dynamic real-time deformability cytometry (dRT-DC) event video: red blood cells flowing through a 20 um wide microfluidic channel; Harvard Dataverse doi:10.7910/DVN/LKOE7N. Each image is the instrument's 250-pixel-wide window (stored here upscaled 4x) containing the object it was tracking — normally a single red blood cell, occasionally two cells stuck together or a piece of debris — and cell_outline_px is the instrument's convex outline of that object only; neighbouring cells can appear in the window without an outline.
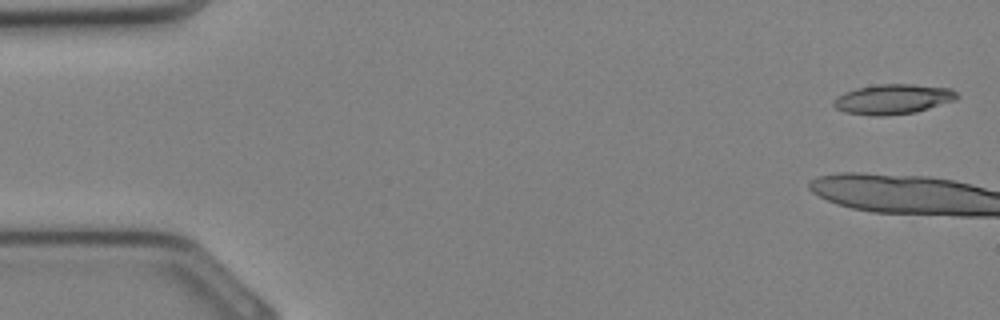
{"species": "Egyptian fruit bat (a non-hibernating species)", "species_latin": "Rousettus aegyptiacus", "temperature_condition": "cold", "stored_images_in_passage": 5, "camera_frame_rate_fps": 3000, "um_per_image_px": 0.085, "animal": {"sex": "female"}, "frame": {"image": 1, "passage_image": 1, "time_ms": 0.0, "image_size_px": [1000, 320], "cell_outline_px": [[960, 96], [956, 100], [916, 112], [884, 116], [872, 116], [844, 112], [836, 108], [832, 104], [832, 100], [836, 96], [844, 92], [856, 88], [880, 84], [912, 84], [952, 88]], "centroid_in_image_um": [75.89, 8.43], "position_along_channel_um": 9.1, "area_um2": 21.79}}